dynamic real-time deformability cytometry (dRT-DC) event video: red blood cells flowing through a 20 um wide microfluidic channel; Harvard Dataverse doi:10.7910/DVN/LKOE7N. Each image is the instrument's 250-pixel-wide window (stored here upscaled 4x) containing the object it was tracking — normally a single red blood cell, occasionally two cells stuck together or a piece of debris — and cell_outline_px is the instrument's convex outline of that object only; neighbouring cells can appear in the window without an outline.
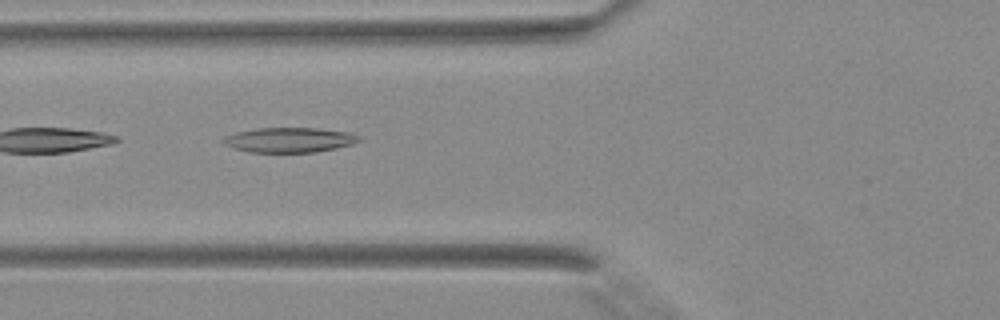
{"species": "Egyptian fruit bat (a non-hibernating species)", "species_latin": "Rousettus aegyptiacus", "temperature_condition": "warm", "stored_images_in_passage": 5, "camera_frame_rate_fps": 3000, "um_per_image_px": 0.085, "animal": {"sex": "female"}, "frame": {"image": 1, "passage_image": 5, "time_ms": 1.333, "image_size_px": [1000, 320], "cell_outline_px": [[360, 140], [352, 144], [336, 148], [316, 152], [252, 152], [232, 148], [224, 144], [220, 140], [236, 132], [256, 128], [320, 128], [352, 132], [360, 136]], "centroid_in_image_um": [24.62, 11.89], "position_along_channel_um": 101.2, "area_um2": 19.77}}